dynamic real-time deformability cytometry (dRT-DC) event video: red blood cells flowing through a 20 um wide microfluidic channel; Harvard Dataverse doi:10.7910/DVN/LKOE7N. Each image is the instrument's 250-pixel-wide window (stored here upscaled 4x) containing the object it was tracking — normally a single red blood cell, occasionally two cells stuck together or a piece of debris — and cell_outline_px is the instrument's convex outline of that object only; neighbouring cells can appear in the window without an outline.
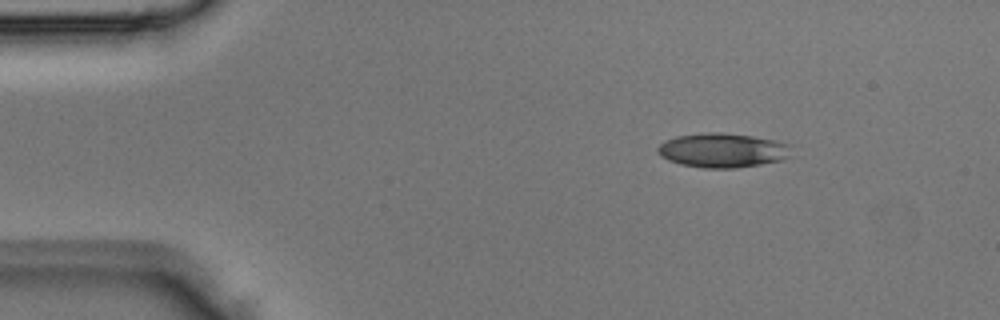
{"species": "Egyptian fruit bat (a non-hibernating species)", "species_latin": "Rousettus aegyptiacus", "temperature_condition": "room temperature", "stored_images_in_passage": 3, "camera_frame_rate_fps": 3000, "um_per_image_px": 0.085, "animal": {"sex": "male"}, "frame": {"image": 1, "passage_image": 1, "time_ms": 0.0, "image_size_px": [1000, 320], "cell_outline_px": [[792, 144], [788, 156], [784, 160], [736, 168], [704, 168], [680, 164], [668, 160], [660, 156], [656, 152], [656, 148], [664, 140], [676, 136], [708, 132], [720, 132], [752, 136], [776, 140]], "centroid_in_image_um": [61.4, 12.77], "position_along_channel_um": 23.6, "area_um2": 26.99}}
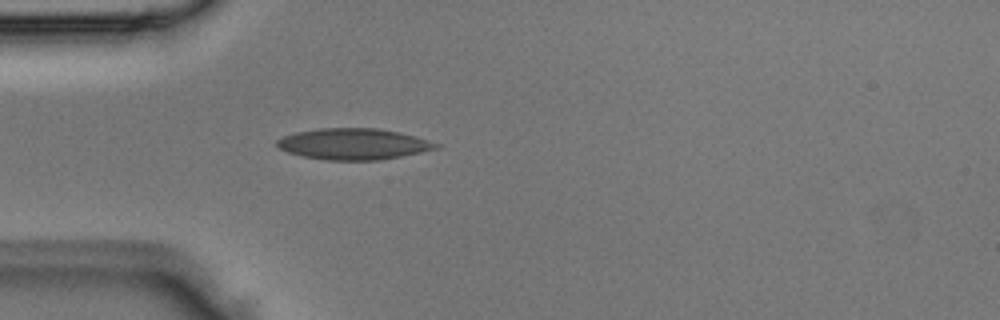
{"frame": {"image": 2, "passage_image": 3, "time_ms": 0.667, "image_size_px": [1000, 320], "cell_outline_px": [[440, 148], [380, 160], [328, 160], [304, 156], [288, 152], [280, 148], [276, 144], [276, 140], [284, 136], [296, 132], [320, 128], [380, 128], [400, 132], [416, 136], [440, 144]], "centroid_in_image_um": [30.07, 12.23], "position_along_channel_um": 54.9, "area_um2": 28.78}}